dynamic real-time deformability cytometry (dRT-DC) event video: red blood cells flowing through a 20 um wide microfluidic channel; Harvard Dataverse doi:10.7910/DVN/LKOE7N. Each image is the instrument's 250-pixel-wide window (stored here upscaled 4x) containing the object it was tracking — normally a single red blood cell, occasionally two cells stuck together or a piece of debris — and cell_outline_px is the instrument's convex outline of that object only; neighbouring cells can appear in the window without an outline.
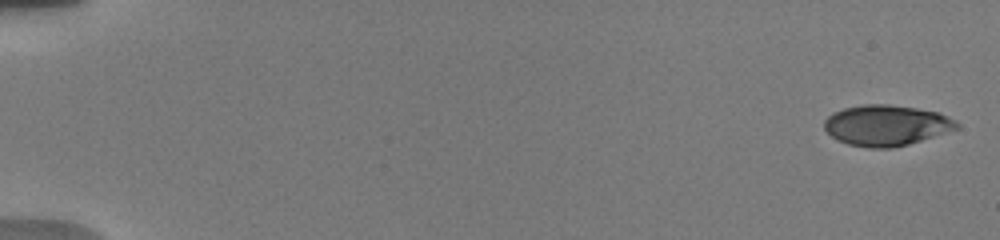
{"species": "human", "species_latin": "Homo sapiens", "temperature_condition": "warm", "stored_images_in_passage": 12, "camera_frame_rate_fps": 3000, "um_per_image_px": 0.085, "donor": {"sex": "male"}, "frame": {"image": 1, "passage_image": 1, "time_ms": 0.0, "image_size_px": [1000, 240], "cell_outline_px": [[960, 128], [908, 144], [892, 148], [868, 148], [848, 144], [832, 136], [824, 128], [824, 120], [832, 112], [844, 108], [864, 104], [888, 104], [916, 108], [936, 112], [948, 116], [956, 120], [960, 124]], "centroid_in_image_um": [75.34, 10.65], "position_along_channel_um": 9.7, "area_um2": 31.39}}
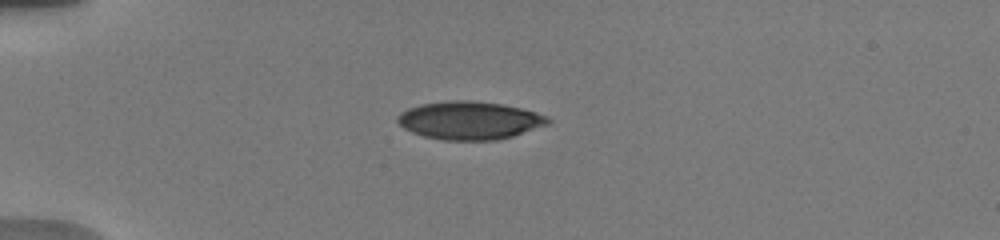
{"frame": {"image": 2, "passage_image": 9, "time_ms": 4.667, "image_size_px": [1000, 240], "cell_outline_px": [[552, 124], [512, 136], [496, 140], [444, 140], [424, 136], [412, 132], [404, 128], [396, 120], [396, 116], [400, 112], [408, 108], [420, 104], [456, 100], [468, 100], [500, 104], [520, 108], [536, 112], [548, 116], [552, 120]], "centroid_in_image_um": [39.94, 10.24], "position_along_channel_um": 45.1, "area_um2": 33.41}}
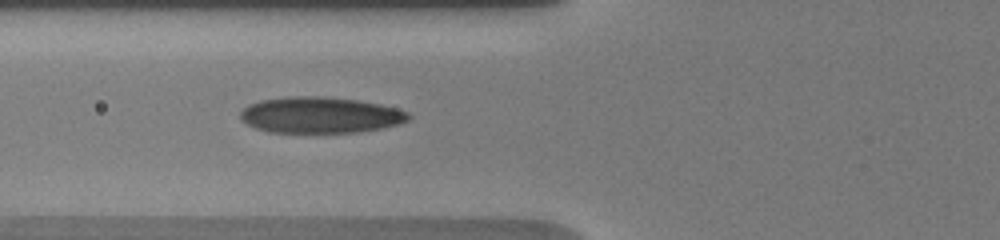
{"frame": {"image": 3, "passage_image": 12, "time_ms": 7.0, "image_size_px": [1000, 240], "cell_outline_px": [[412, 116], [408, 120], [400, 124], [380, 128], [356, 132], [268, 132], [256, 128], [240, 120], [240, 112], [248, 104], [260, 100], [288, 96], [324, 96], [356, 100], [380, 104], [396, 108], [408, 112]], "centroid_in_image_um": [27.2, 9.77], "position_along_channel_um": 98.6, "area_um2": 35.43}}